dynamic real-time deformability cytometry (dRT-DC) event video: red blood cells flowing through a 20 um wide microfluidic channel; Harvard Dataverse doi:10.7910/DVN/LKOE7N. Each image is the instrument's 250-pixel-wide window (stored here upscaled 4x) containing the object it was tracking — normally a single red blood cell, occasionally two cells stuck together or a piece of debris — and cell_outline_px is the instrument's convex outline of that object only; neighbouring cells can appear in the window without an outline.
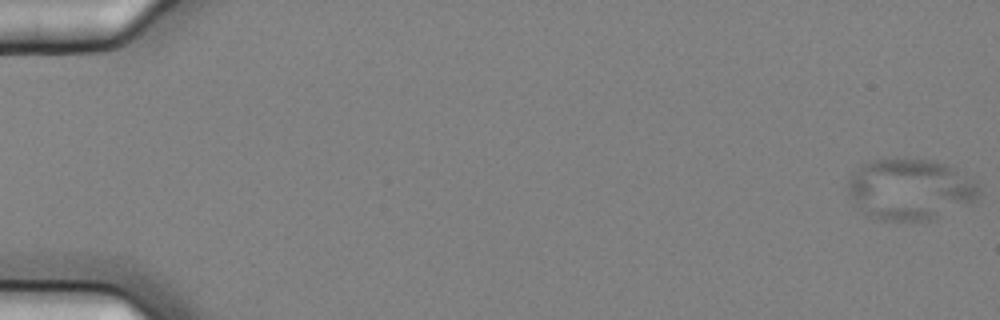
{"species": "common noctule bat (a hibernating species)", "species_latin": "Nyctalus noctula", "temperature_condition": "cold", "stored_images_in_passage": 6, "camera_frame_rate_fps": 3000, "um_per_image_px": 0.085, "animal": {"sex": "female", "body_mass_g": 25.1}, "frame": {"image": 1, "passage_image": 1, "time_ms": 0.0, "image_size_px": [1000, 320], "cell_outline_px": [[980, 192], [976, 200], [932, 220], [880, 220], [868, 216], [856, 208], [848, 196], [848, 180], [864, 164], [872, 160], [896, 156], [936, 160], [976, 180], [980, 184]], "centroid_in_image_um": [77.35, 16.07], "position_along_channel_um": 7.7, "area_um2": 47.34}}
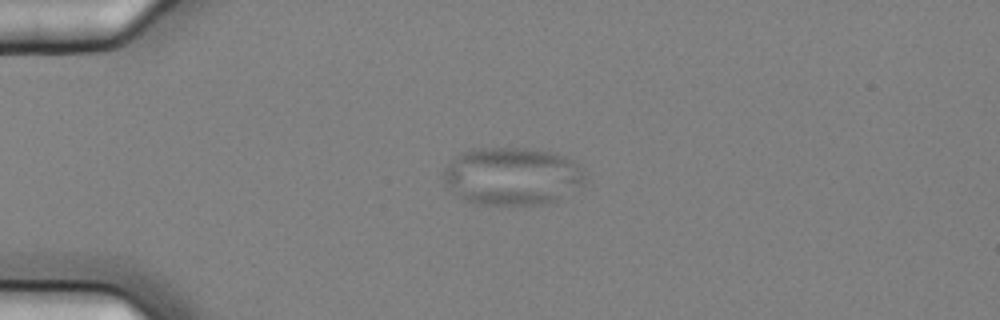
{"frame": {"image": 2, "passage_image": 5, "time_ms": 1.333, "image_size_px": [1000, 320], "cell_outline_px": [[584, 184], [556, 200], [544, 204], [472, 204], [464, 200], [452, 192], [444, 184], [444, 168], [460, 152], [472, 148], [524, 148], [548, 152], [564, 156], [576, 164], [584, 172]], "centroid_in_image_um": [43.47, 14.98], "position_along_channel_um": 41.5, "area_um2": 47.51}}